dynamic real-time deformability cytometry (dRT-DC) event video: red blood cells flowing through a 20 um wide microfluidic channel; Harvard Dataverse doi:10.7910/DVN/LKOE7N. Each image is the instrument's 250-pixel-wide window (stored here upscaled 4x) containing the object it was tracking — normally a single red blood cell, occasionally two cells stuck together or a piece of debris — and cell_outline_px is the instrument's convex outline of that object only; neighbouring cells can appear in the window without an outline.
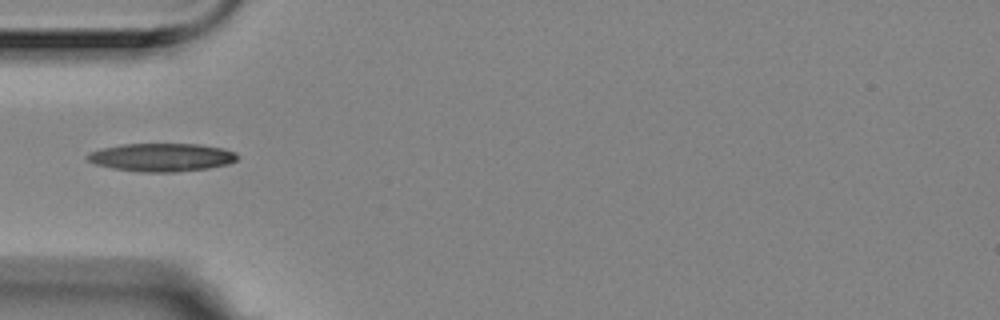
{"species": "Egyptian fruit bat (a non-hibernating species)", "species_latin": "Rousettus aegyptiacus", "temperature_condition": "room temperature", "stored_images_in_passage": 25, "camera_frame_rate_fps": 3000, "um_per_image_px": 0.085, "animal": {"sex": "female"}, "frame": {"image": 1, "passage_image": 1, "time_ms": 0.0, "image_size_px": [1000, 320], "cell_outline_px": [[240, 156], [236, 160], [228, 164], [208, 168], [176, 172], [140, 172], [112, 168], [96, 164], [88, 160], [84, 156], [88, 152], [100, 148], [120, 144], [200, 144], [220, 148], [236, 152]], "centroid_in_image_um": [13.71, 13.37], "position_along_channel_um": 71.3, "area_um2": 24.8}}
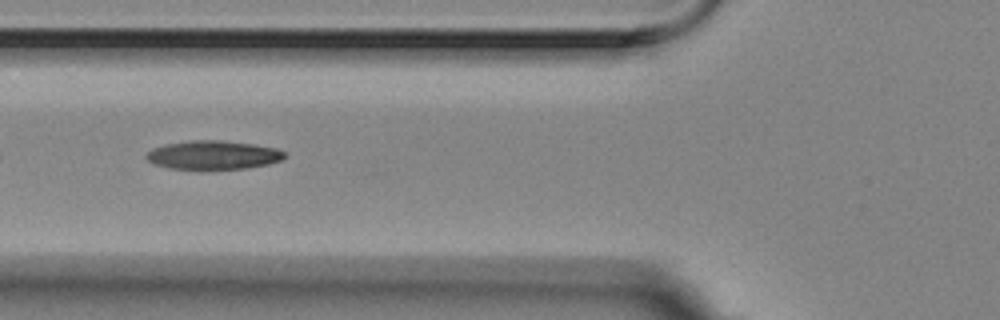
{"frame": {"image": 2, "passage_image": 4, "time_ms": 1.0, "image_size_px": [1000, 320], "cell_outline_px": [[288, 156], [280, 160], [268, 164], [248, 168], [168, 168], [152, 164], [144, 156], [152, 148], [164, 144], [188, 140], [220, 140], [252, 144], [276, 148], [284, 152]], "centroid_in_image_um": [18.09, 13.16], "position_along_channel_um": 107.7, "area_um2": 23.0}}